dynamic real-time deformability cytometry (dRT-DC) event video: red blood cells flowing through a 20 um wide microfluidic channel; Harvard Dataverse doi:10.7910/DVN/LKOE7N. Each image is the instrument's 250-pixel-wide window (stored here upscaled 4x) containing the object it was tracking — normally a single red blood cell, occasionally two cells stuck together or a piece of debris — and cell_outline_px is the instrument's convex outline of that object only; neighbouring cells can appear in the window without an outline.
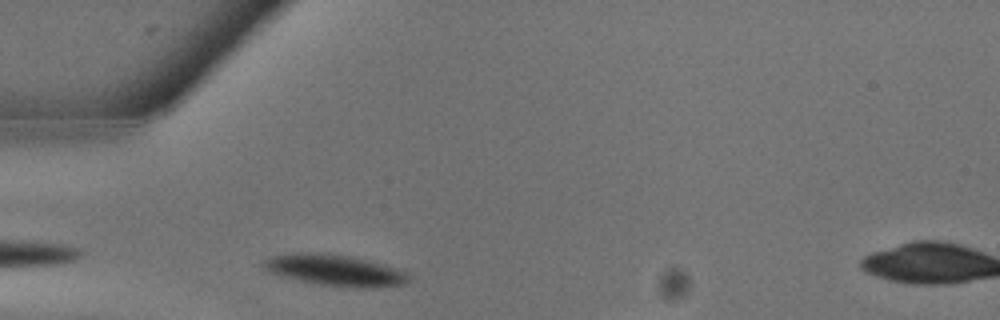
{"species": "common noctule bat (a hibernating species)", "species_latin": "Nyctalus noctula", "temperature_condition": "warm", "stored_images_in_passage": 2, "camera_frame_rate_fps": 3000, "um_per_image_px": 0.085, "animal": {"sex": "male", "body_mass_g": 13.3}, "frame": {"image": 1, "passage_image": 1, "time_ms": 0.0, "image_size_px": [1000, 320], "cell_outline_px": [[408, 280], [404, 284], [372, 288], [356, 288], [320, 284], [300, 280], [268, 272], [260, 264], [268, 256], [292, 252], [308, 252], [352, 256], [396, 268], [408, 272]], "centroid_in_image_um": [28.42, 22.96], "position_along_channel_um": 56.6, "area_um2": 26.36}}